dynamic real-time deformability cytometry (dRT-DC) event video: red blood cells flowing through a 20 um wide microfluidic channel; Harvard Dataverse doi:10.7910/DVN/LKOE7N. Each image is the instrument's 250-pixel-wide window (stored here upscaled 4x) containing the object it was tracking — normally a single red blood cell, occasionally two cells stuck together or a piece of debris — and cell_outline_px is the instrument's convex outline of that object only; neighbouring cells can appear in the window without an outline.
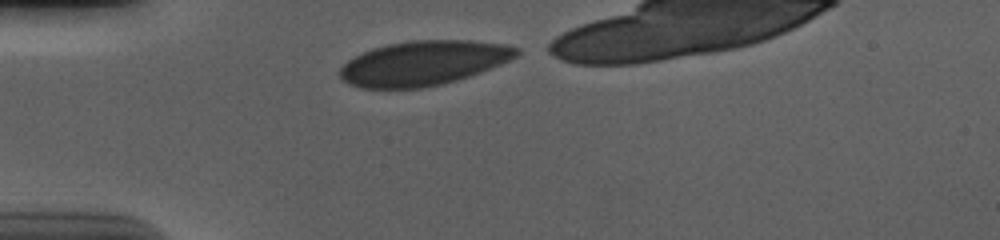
{"species": "human", "species_latin": "Homo sapiens", "temperature_condition": "cold", "stored_images_in_passage": 32, "camera_frame_rate_fps": 3000, "um_per_image_px": 0.085, "donor": {"sex": "male"}, "frame": {"image": 1, "passage_image": 1, "time_ms": 0.0, "image_size_px": [1000, 240], "cell_outline_px": [[520, 52], [516, 56], [500, 64], [480, 72], [456, 80], [440, 84], [420, 88], [360, 88], [348, 84], [340, 80], [340, 68], [348, 60], [372, 48], [388, 44], [412, 40], [472, 40], [504, 44], [520, 48]], "centroid_in_image_um": [35.97, 5.36], "position_along_channel_um": 49.0, "area_um2": 45.72}}
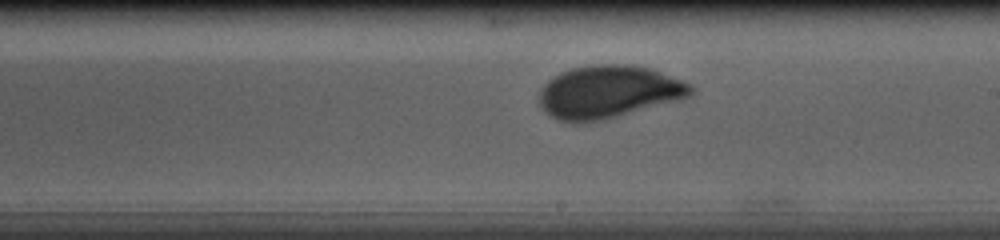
{"frame": {"image": 2, "passage_image": 18, "time_ms": 5.667, "image_size_px": [1000, 240], "cell_outline_px": [[696, 92], [692, 96], [680, 100], [588, 124], [572, 124], [560, 120], [552, 116], [540, 104], [540, 88], [548, 80], [564, 72], [576, 68], [600, 64], [624, 64], [652, 68], [692, 84], [696, 88]], "centroid_in_image_um": [51.8, 7.84], "position_along_channel_um": 237.2, "area_um2": 46.88}}
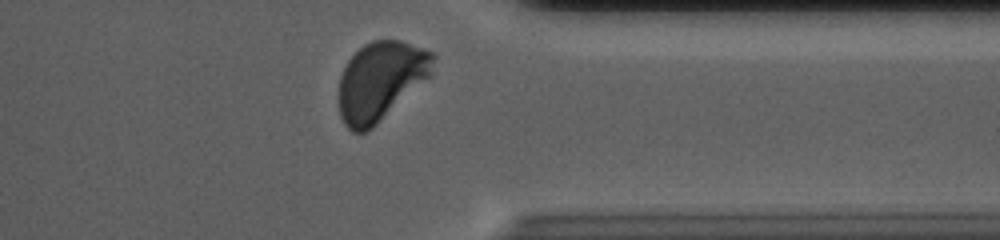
{"frame": {"image": 3, "passage_image": 30, "time_ms": 9.667, "image_size_px": [1000, 240], "cell_outline_px": [[436, 56], [432, 72], [428, 76], [368, 132], [352, 132], [344, 124], [340, 116], [340, 76], [348, 60], [364, 44], [372, 40], [400, 40], [432, 52]], "centroid_in_image_um": [32.34, 6.86], "position_along_channel_um": 379.1, "area_um2": 42.54}}